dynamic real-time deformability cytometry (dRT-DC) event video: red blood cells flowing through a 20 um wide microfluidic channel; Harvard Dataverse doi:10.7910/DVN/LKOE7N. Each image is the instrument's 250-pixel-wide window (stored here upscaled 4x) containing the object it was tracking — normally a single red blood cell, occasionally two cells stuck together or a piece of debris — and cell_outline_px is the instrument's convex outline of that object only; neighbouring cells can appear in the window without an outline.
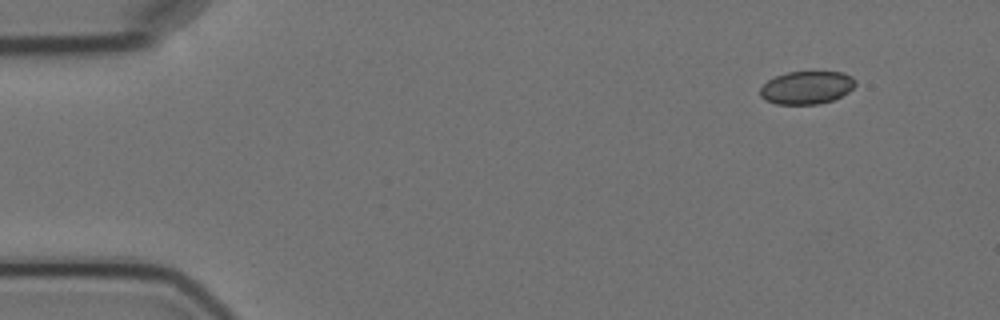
{"species": "Egyptian fruit bat (a non-hibernating species)", "species_latin": "Rousettus aegyptiacus", "temperature_condition": "cold", "stored_images_in_passage": 4, "camera_frame_rate_fps": 3000, "um_per_image_px": 0.085, "animal": {"sex": "female"}, "frame": {"image": 1, "passage_image": 1, "time_ms": 0.0, "image_size_px": [1000, 320], "cell_outline_px": [[856, 84], [848, 92], [832, 100], [820, 104], [776, 104], [764, 100], [760, 96], [760, 88], [768, 80], [776, 76], [788, 72], [844, 72], [852, 76], [856, 80]], "centroid_in_image_um": [68.56, 7.44], "position_along_channel_um": 16.4, "area_um2": 18.32}}
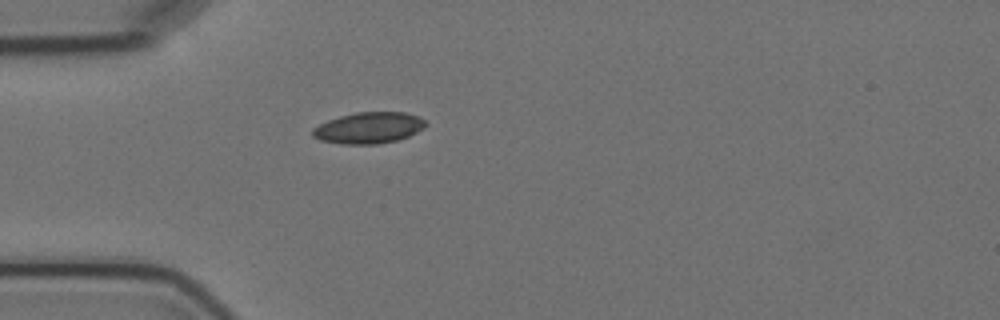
{"frame": {"image": 2, "passage_image": 4, "time_ms": 3.667, "image_size_px": [1000, 320], "cell_outline_px": [[428, 124], [424, 128], [408, 136], [396, 140], [376, 144], [340, 144], [320, 140], [312, 136], [312, 128], [328, 120], [340, 116], [356, 112], [404, 112], [416, 116], [424, 120]], "centroid_in_image_um": [31.32, 10.87], "position_along_channel_um": 53.7, "area_um2": 20.52}}